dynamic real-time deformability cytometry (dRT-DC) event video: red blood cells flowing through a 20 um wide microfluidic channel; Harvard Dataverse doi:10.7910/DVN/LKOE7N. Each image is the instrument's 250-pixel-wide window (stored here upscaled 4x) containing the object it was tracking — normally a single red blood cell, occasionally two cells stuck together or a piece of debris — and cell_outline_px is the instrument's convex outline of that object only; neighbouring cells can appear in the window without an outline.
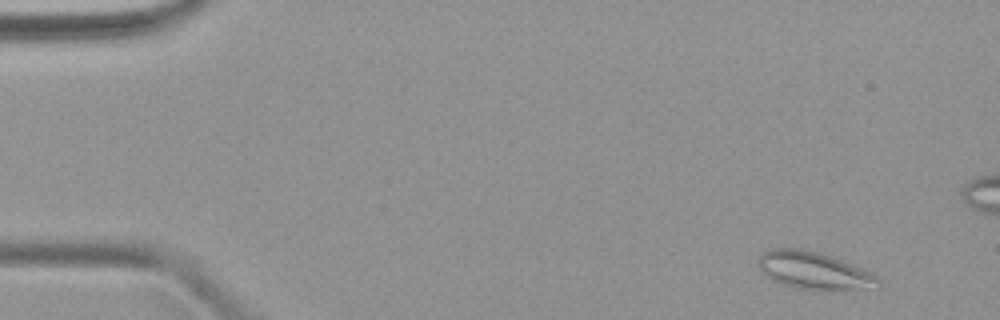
{"species": "common noctule bat (a hibernating species)", "species_latin": "Nyctalus noctula", "temperature_condition": "warm", "stored_images_in_passage": 15, "camera_frame_rate_fps": 3000, "um_per_image_px": 0.085, "animal": {"sex": "female", "body_mass_g": 19.9}, "frame": {"image": 1, "passage_image": 3, "time_ms": 0.667, "image_size_px": [1000, 320], "cell_outline_px": [[880, 288], [832, 292], [820, 292], [796, 288], [772, 280], [764, 276], [760, 272], [756, 264], [756, 260], [764, 252], [772, 248], [804, 248], [832, 256], [864, 268], [872, 272], [880, 280]], "centroid_in_image_um": [69.22, 23.04], "position_along_channel_um": 15.8, "area_um2": 27.46}}